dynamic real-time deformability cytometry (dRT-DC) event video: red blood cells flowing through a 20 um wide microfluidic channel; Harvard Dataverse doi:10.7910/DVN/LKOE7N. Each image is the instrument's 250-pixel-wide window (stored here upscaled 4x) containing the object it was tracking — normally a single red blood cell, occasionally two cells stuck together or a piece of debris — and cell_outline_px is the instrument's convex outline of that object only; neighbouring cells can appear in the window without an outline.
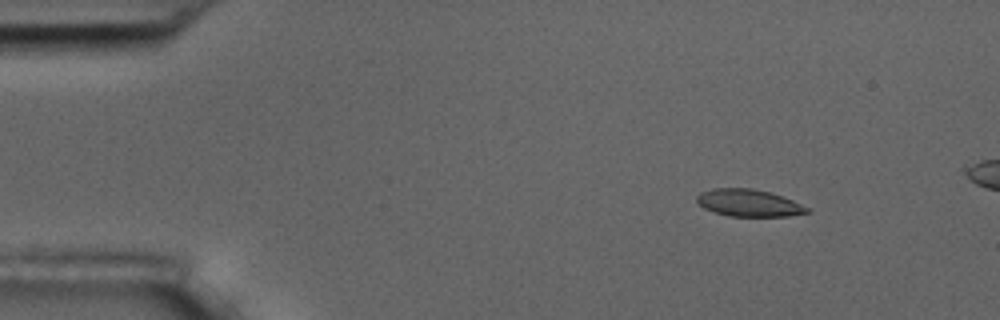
{"species": "common noctule bat (a hibernating species)", "species_latin": "Nyctalus noctula", "temperature_condition": "room temperature", "stored_images_in_passage": 6, "camera_frame_rate_fps": 3000, "um_per_image_px": 0.085, "animal": {"sex": "male", "body_mass_g": 17.5, "forearm_length_mm": 52.3}, "frame": {"image": 1, "passage_image": 3, "time_ms": 2.333, "image_size_px": [1000, 320], "cell_outline_px": [[808, 212], [788, 216], [728, 216], [704, 208], [696, 200], [696, 196], [700, 192], [712, 188], [752, 188], [768, 192], [792, 200], [808, 208]], "centroid_in_image_um": [63.59, 17.24], "position_along_channel_um": 21.4, "area_um2": 17.17}}